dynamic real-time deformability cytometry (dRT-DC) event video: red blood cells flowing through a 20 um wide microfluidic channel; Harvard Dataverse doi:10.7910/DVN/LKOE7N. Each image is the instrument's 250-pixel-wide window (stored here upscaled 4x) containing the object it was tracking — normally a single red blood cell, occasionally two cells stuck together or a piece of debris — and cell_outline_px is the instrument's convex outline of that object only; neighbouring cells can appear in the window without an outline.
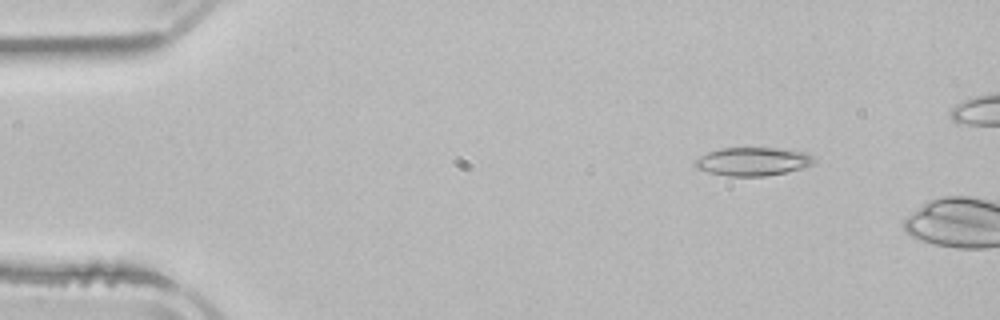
{"species": "common noctule bat (a hibernating species)", "species_latin": "Nyctalus noctula", "temperature_condition": "room temperature", "stored_images_in_passage": 5, "camera_frame_rate_fps": 3000, "um_per_image_px": 0.085, "animal": {"sex": "male", "body_mass_g": 21.5, "forearm_length_mm": 52.0}, "frame": {"image": 1, "passage_image": 2, "time_ms": 1.0, "image_size_px": [1000, 320], "cell_outline_px": [[816, 160], [812, 164], [804, 168], [764, 176], [728, 176], [708, 172], [696, 168], [692, 164], [700, 156], [708, 152], [720, 148], [776, 148], [808, 152]], "centroid_in_image_um": [63.99, 13.72], "position_along_channel_um": 21.0, "area_um2": 19.71}}